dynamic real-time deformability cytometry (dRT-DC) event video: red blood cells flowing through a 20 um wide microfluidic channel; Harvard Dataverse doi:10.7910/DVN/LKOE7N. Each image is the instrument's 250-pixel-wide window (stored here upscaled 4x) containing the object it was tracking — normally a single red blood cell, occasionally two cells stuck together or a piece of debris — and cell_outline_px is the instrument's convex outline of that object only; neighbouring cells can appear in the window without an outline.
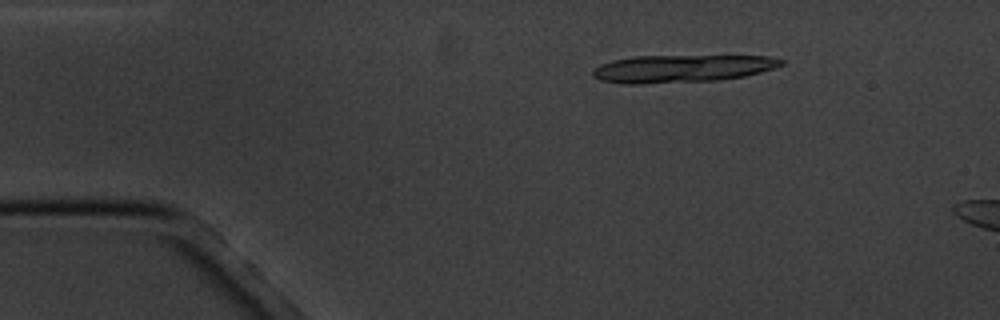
{"species": "common noctule bat (a hibernating species)", "species_latin": "Nyctalus noctula", "temperature_condition": "cold", "stored_images_in_passage": 5, "camera_frame_rate_fps": 3000, "um_per_image_px": 0.085, "animal": {"sex": "male", "body_mass_g": 20.1, "forearm_length_mm": 53.5}, "frame": {"image": 1, "passage_image": 3, "time_ms": 2.333, "image_size_px": [1000, 320], "cell_outline_px": [[784, 64], [776, 68], [744, 76], [720, 80], [644, 84], [624, 84], [600, 80], [592, 76], [592, 72], [600, 64], [612, 60], [632, 56], [768, 56], [784, 60]], "centroid_in_image_um": [57.95, 5.83], "position_along_channel_um": 27.0, "area_um2": 30.46}}